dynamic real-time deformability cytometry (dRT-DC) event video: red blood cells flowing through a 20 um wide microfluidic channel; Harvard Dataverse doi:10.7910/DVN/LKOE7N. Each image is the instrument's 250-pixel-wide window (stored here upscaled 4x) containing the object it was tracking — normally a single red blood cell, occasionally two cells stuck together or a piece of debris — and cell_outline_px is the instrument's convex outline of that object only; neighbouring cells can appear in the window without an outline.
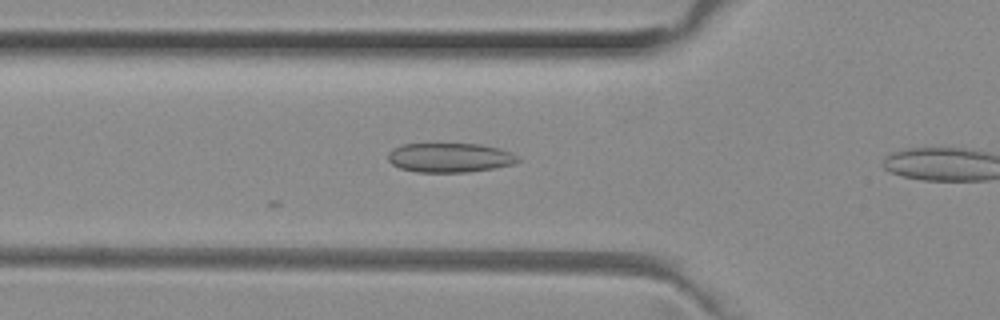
{"species": "common noctule bat (a hibernating species)", "species_latin": "Nyctalus noctula", "temperature_condition": "room temperature", "stored_images_in_passage": 3, "camera_frame_rate_fps": 3000, "um_per_image_px": 0.085, "animal": {"sex": "female", "body_mass_g": 29.2, "forearm_length_mm": 56.3}, "frame": {"image": 1, "passage_image": 2, "time_ms": 0.333, "image_size_px": [1000, 320], "cell_outline_px": [[520, 160], [516, 164], [468, 172], [416, 172], [400, 168], [392, 164], [388, 160], [388, 152], [392, 148], [400, 144], [480, 144], [500, 148], [512, 152], [520, 156]], "centroid_in_image_um": [38.25, 13.39], "position_along_channel_um": 87.5, "area_um2": 22.48}}